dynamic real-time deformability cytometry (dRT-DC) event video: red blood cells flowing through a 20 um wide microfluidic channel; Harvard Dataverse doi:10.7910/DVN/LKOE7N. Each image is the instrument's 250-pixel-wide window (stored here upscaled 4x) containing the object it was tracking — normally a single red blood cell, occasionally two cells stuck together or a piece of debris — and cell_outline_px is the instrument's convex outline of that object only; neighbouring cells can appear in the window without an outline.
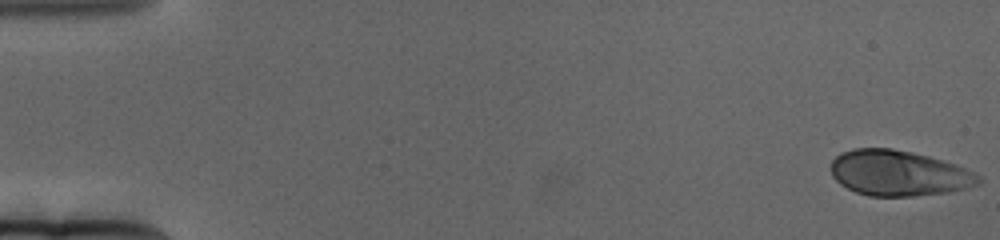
{"species": "human", "species_latin": "Homo sapiens", "temperature_condition": "cold", "stored_images_in_passage": 65, "camera_frame_rate_fps": 3000, "um_per_image_px": 0.085, "donor": {"sex": "female"}, "frame": {"image": 1, "passage_image": 1, "time_ms": 0.0, "image_size_px": [1000, 240], "cell_outline_px": [[984, 180], [980, 184], [948, 192], [912, 196], [868, 196], [856, 192], [840, 184], [832, 176], [832, 160], [840, 152], [852, 148], [892, 148], [912, 152], [928, 156], [956, 164], [980, 176]], "centroid_in_image_um": [76.38, 14.71], "position_along_channel_um": 8.6, "area_um2": 39.19}}
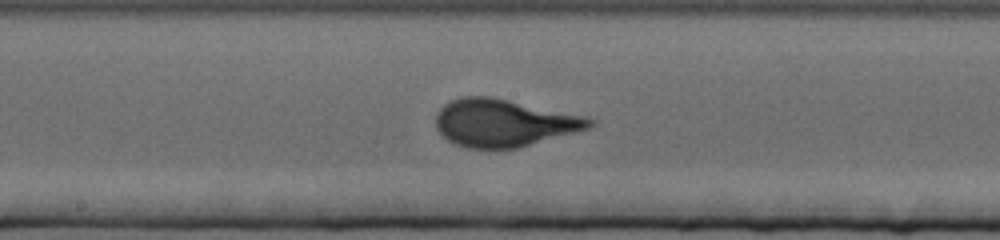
{"frame": {"image": 2, "passage_image": 35, "time_ms": 11.333, "image_size_px": [1000, 240], "cell_outline_px": [[596, 124], [588, 128], [516, 148], [468, 148], [452, 144], [436, 128], [436, 112], [444, 104], [452, 100], [464, 96], [492, 96], [588, 116], [596, 120]], "centroid_in_image_um": [42.83, 10.42], "position_along_channel_um": 205.4, "area_um2": 42.6}}
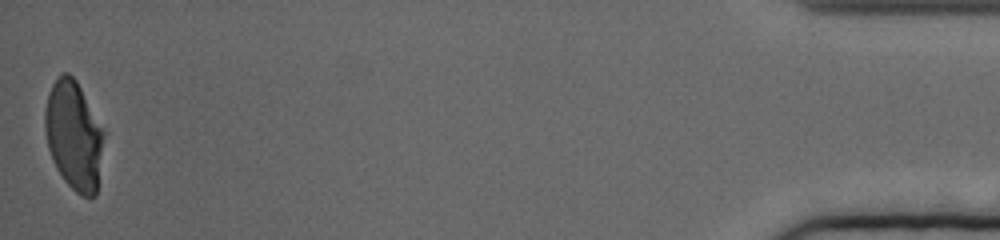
{"frame": {"image": 3, "passage_image": 65, "time_ms": 21.333, "image_size_px": [1000, 240], "cell_outline_px": [[104, 136], [96, 196], [80, 196], [64, 180], [56, 168], [52, 160], [48, 148], [44, 128], [44, 112], [48, 92], [56, 76], [60, 72], [68, 72], [76, 80], [104, 128]], "centroid_in_image_um": [6.26, 11.47], "position_along_channel_um": 428.9, "area_um2": 37.69}, "authors_computed_cell_mechanics": {"area_um2": 39.8242, "velocity_mm_per_s": 3.0995, "shape_relaxation_time_tau1_ms": 4.3134, "shape_relaxation_time_tau2_ms": null, "deformation_change_tau1": 0.1913, "deformation_change_tau2": null}}